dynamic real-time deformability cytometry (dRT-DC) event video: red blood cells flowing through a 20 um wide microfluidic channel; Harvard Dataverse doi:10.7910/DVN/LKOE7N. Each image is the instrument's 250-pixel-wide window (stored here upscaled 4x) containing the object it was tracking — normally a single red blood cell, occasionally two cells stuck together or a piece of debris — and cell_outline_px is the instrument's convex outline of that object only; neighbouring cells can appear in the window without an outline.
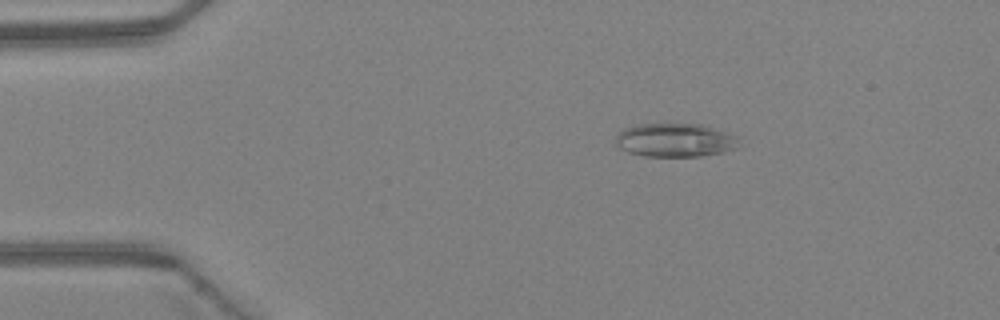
{"species": "Egyptian fruit bat (a non-hibernating species)", "species_latin": "Rousettus aegyptiacus", "temperature_condition": "warm", "stored_images_in_passage": 4, "camera_frame_rate_fps": 3000, "um_per_image_px": 0.085, "animal": {"sex": "female"}, "frame": {"image": 1, "passage_image": 2, "time_ms": 0.333, "image_size_px": [1000, 320], "cell_outline_px": [[736, 148], [724, 152], [700, 156], [644, 156], [628, 152], [620, 148], [616, 144], [616, 136], [624, 128], [636, 124], [700, 124], [736, 136]], "centroid_in_image_um": [57.32, 11.91], "position_along_channel_um": 27.7, "area_um2": 23.81}}
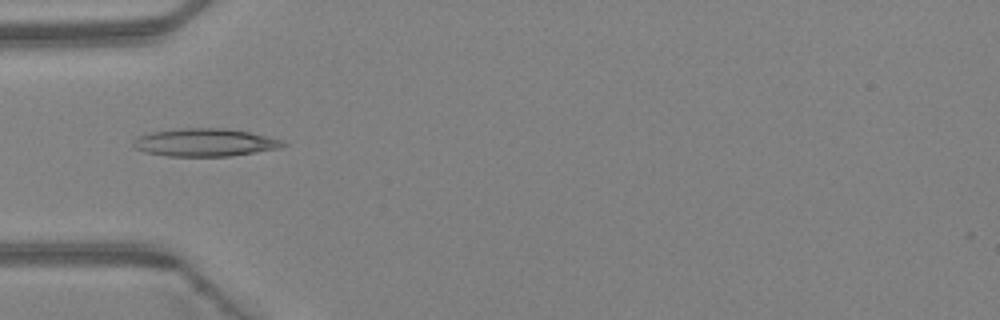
{"frame": {"image": 2, "passage_image": 4, "time_ms": 1.0, "image_size_px": [1000, 320], "cell_outline_px": [[288, 144], [280, 148], [232, 156], [168, 156], [144, 152], [136, 148], [132, 144], [132, 140], [136, 136], [152, 132], [180, 128], [228, 128], [248, 132], [280, 140]], "centroid_in_image_um": [17.37, 12.11], "position_along_channel_um": 67.6, "area_um2": 24.28}}